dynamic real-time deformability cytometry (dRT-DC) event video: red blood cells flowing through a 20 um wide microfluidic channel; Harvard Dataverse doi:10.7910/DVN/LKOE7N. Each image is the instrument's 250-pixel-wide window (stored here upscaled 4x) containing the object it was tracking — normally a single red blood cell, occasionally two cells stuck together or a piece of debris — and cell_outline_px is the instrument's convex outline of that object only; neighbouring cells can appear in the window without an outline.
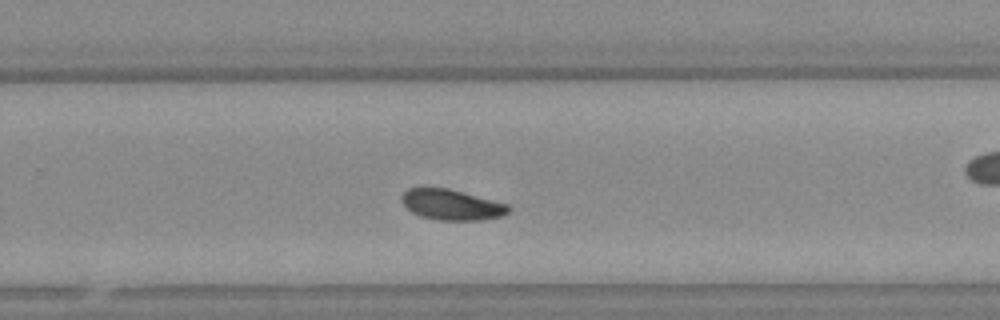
{"species": "Egyptian fruit bat (a non-hibernating species)", "species_latin": "Rousettus aegyptiacus", "temperature_condition": "warm", "stored_images_in_passage": 42, "camera_frame_rate_fps": 3000, "um_per_image_px": 0.085, "animal": {"sex": "female"}, "frame": {"image": 1, "passage_image": 24, "time_ms": 7.667, "image_size_px": [1000, 320], "cell_outline_px": [[512, 208], [504, 216], [484, 220], [436, 220], [420, 216], [412, 212], [404, 204], [400, 196], [408, 188], [448, 188], [508, 204]], "centroid_in_image_um": [38.42, 17.41], "position_along_channel_um": 291.4, "area_um2": 19.07}}
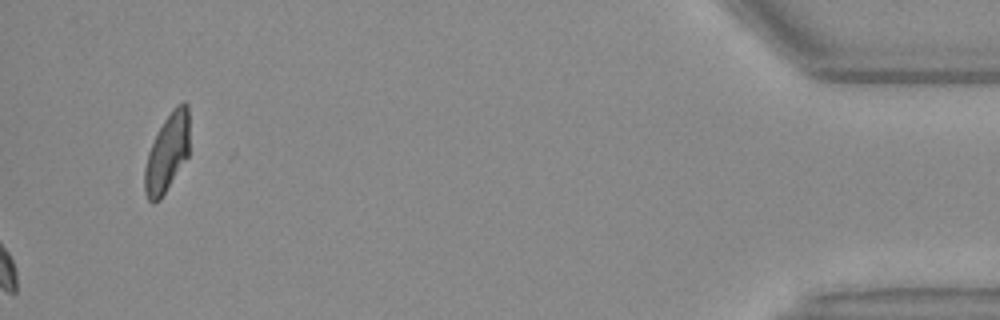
{"frame": {"image": 2, "passage_image": 42, "time_ms": 13.667, "image_size_px": [1000, 320], "cell_outline_px": [[188, 156], [160, 200], [152, 204], [148, 200], [144, 192], [144, 168], [148, 152], [164, 120], [172, 108], [176, 104], [184, 100], [188, 104]], "centroid_in_image_um": [14.19, 13.0], "position_along_channel_um": 421.0, "area_um2": 20.35}, "authors_computed_cell_mechanics": {"area_um2": 19.3341, "velocity_mm_per_s": 4.1368, "shape_relaxation_time_tau1_ms": 2.1037, "shape_relaxation_time_tau2_ms": 8.1975, "deformation_change_tau1": 0.0862, "deformation_change_tau2": 0.1239}}